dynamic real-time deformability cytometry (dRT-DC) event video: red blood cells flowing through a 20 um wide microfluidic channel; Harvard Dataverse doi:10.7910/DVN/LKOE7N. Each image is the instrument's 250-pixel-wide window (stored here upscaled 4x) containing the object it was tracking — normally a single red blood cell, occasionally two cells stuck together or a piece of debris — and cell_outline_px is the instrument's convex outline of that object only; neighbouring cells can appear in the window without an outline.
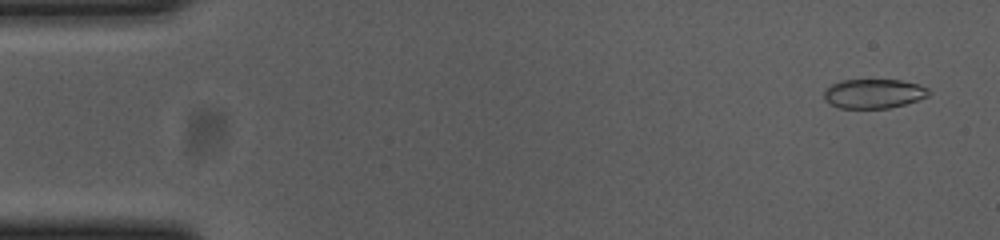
{"species": "common noctule bat (a hibernating species)", "species_latin": "Nyctalus noctula", "temperature_condition": "cold", "stored_images_in_passage": 53, "camera_frame_rate_fps": 3000, "um_per_image_px": 0.085, "animal": {"sex": "female", "body_mass_g": 23.0, "forearm_length_mm": 53.4}, "frame": {"image": 1, "passage_image": 1, "time_ms": 0.0, "image_size_px": [1000, 240], "cell_outline_px": [[932, 92], [928, 96], [904, 104], [888, 108], [840, 108], [828, 104], [824, 100], [824, 92], [832, 84], [840, 80], [900, 80], [920, 84], [928, 88]], "centroid_in_image_um": [74.26, 7.96], "position_along_channel_um": 10.7, "area_um2": 17.98}}
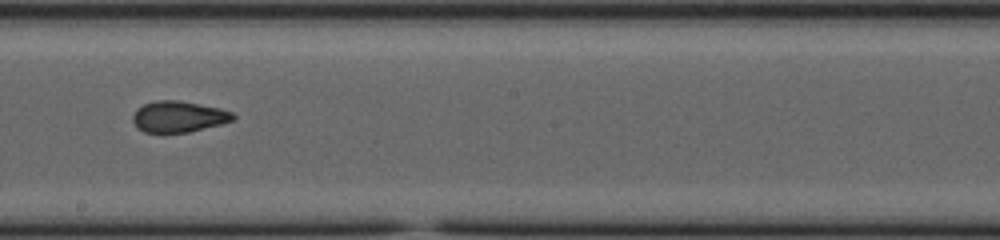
{"frame": {"image": 2, "passage_image": 29, "time_ms": 9.333, "image_size_px": [1000, 240], "cell_outline_px": [[236, 120], [188, 132], [144, 132], [136, 128], [132, 120], [132, 116], [136, 108], [144, 104], [156, 100], [180, 100], [220, 108], [232, 112], [236, 116]], "centroid_in_image_um": [15.17, 9.9], "position_along_channel_um": 233.0, "area_um2": 18.32}}
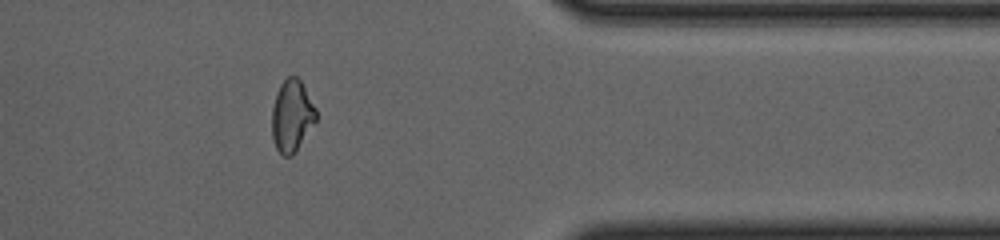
{"frame": {"image": 3, "passage_image": 43, "time_ms": 14.0, "image_size_px": [1000, 240], "cell_outline_px": [[316, 120], [292, 156], [284, 156], [276, 148], [272, 136], [272, 108], [276, 92], [280, 84], [288, 76], [296, 76], [300, 80], [316, 108]], "centroid_in_image_um": [24.79, 9.83], "position_along_channel_um": 386.6, "area_um2": 18.26}, "authors_computed_cell_mechanics": {"area_um2": 18.6694, "velocity_mm_per_s": 3.6947, "shape_relaxation_time_tau1_ms": 10.3257, "shape_relaxation_time_tau2_ms": 1.3736, "deformation_change_tau1": 0.2365, "deformation_change_tau2": 0.0747}}